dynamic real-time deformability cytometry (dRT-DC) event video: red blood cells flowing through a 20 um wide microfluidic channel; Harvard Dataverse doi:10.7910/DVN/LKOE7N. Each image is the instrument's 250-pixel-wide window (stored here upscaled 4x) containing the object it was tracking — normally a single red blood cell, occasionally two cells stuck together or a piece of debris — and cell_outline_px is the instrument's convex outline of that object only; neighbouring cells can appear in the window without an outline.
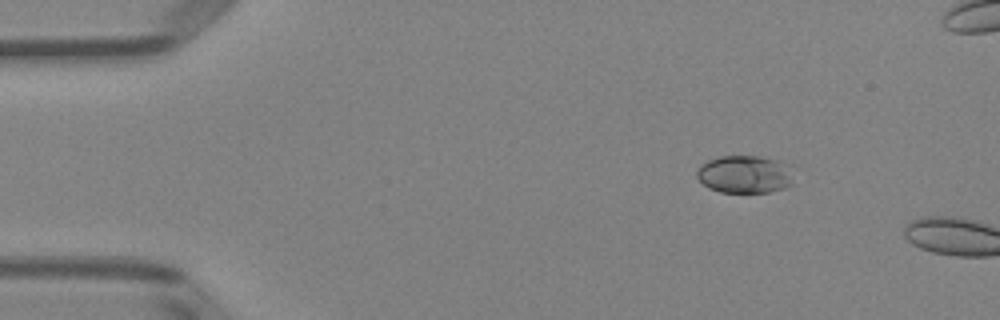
{"species": "Egyptian fruit bat (a non-hibernating species)", "species_latin": "Rousettus aegyptiacus", "temperature_condition": "room temperature", "stored_images_in_passage": 3, "camera_frame_rate_fps": 3000, "um_per_image_px": 0.085, "animal": {"sex": "female"}, "frame": {"image": 1, "passage_image": 2, "time_ms": 1.333, "image_size_px": [1000, 320], "cell_outline_px": [[792, 184], [788, 188], [768, 192], [720, 192], [708, 188], [696, 176], [696, 172], [700, 164], [708, 160], [720, 156], [760, 156], [776, 160], [784, 164], [788, 168]], "centroid_in_image_um": [63.25, 14.82], "position_along_channel_um": 21.8, "area_um2": 21.15}}